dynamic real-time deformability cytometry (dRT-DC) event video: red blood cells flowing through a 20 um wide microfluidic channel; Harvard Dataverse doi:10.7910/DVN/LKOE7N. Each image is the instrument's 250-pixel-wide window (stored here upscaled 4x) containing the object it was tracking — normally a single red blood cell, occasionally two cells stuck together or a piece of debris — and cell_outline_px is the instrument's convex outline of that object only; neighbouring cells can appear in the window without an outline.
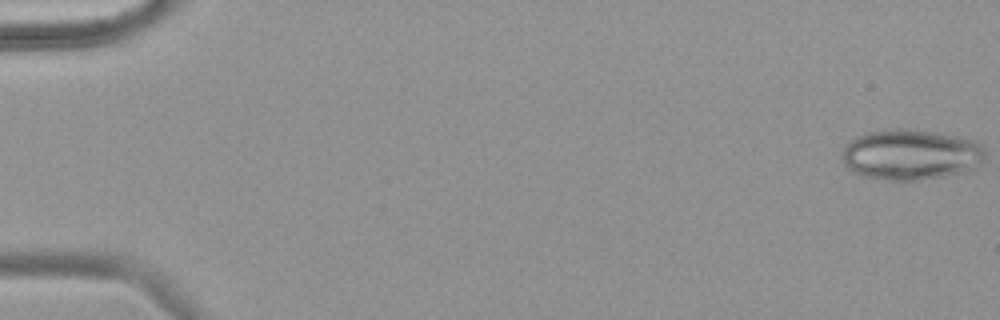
{"species": "common noctule bat (a hibernating species)", "species_latin": "Nyctalus noctula", "temperature_condition": "warm", "stored_images_in_passage": 22, "camera_frame_rate_fps": 3000, "um_per_image_px": 0.085, "animal": {"sex": "female", "body_mass_g": 18.4}, "frame": {"image": 1, "passage_image": 1, "time_ms": 0.0, "image_size_px": [1000, 320], "cell_outline_px": [[984, 156], [980, 164], [976, 168], [944, 176], [916, 180], [888, 180], [864, 176], [852, 172], [844, 164], [840, 156], [840, 152], [856, 136], [868, 132], [896, 128], [904, 128], [932, 132], [956, 136], [976, 140], [984, 144]], "centroid_in_image_um": [77.41, 13.14], "position_along_channel_um": 7.6, "area_um2": 42.25}}